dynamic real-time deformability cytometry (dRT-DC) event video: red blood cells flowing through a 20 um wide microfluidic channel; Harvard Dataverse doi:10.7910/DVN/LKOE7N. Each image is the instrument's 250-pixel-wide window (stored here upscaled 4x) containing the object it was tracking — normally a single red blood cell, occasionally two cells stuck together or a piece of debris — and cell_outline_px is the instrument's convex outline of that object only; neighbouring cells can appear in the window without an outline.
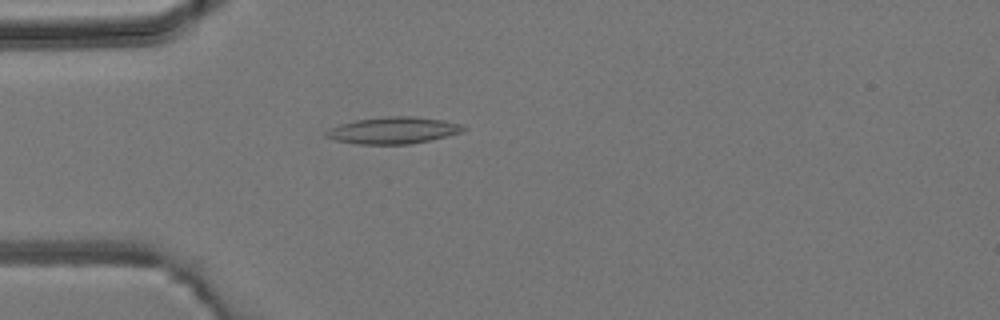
{"species": "common noctule bat (a hibernating species)", "species_latin": "Nyctalus noctula", "temperature_condition": "room temperature", "stored_images_in_passage": 4, "camera_frame_rate_fps": 3000, "um_per_image_px": 0.085, "animal": {"sex": "male", "body_mass_g": 19.2, "forearm_length_mm": 51.8}, "frame": {"image": 1, "passage_image": 4, "time_ms": 4.333, "image_size_px": [1000, 320], "cell_outline_px": [[468, 128], [460, 132], [448, 136], [432, 140], [408, 144], [360, 144], [336, 140], [324, 136], [324, 132], [340, 124], [356, 120], [388, 116], [416, 116], [444, 120], [460, 124]], "centroid_in_image_um": [33.46, 11.08], "position_along_channel_um": 51.5, "area_um2": 21.33}}